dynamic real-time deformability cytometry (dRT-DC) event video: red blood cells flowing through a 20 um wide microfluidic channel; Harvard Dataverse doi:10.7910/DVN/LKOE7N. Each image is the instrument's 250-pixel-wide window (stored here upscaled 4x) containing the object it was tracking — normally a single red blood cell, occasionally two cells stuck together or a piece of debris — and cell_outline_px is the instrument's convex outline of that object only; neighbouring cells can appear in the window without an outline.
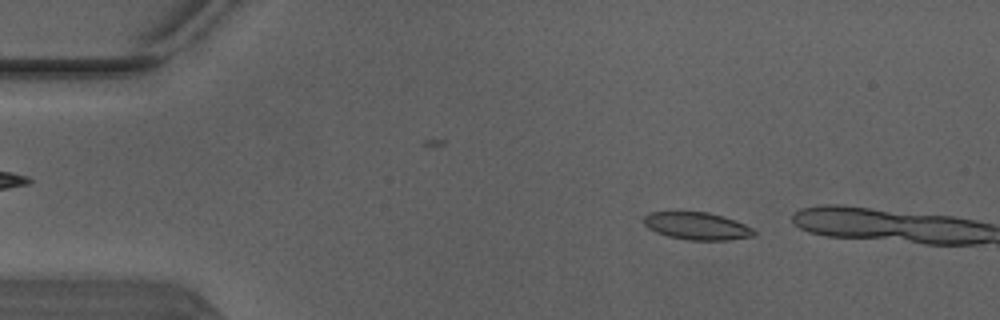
{"species": "Egyptian fruit bat (a non-hibernating species)", "species_latin": "Rousettus aegyptiacus", "temperature_condition": "warm", "stored_images_in_passage": 4, "camera_frame_rate_fps": 3000, "um_per_image_px": 0.085, "animal": {"sex": "male"}, "frame": {"image": 1, "passage_image": 1, "time_ms": 0.0, "image_size_px": [1000, 320], "cell_outline_px": [[756, 236], [728, 240], [688, 240], [668, 236], [656, 232], [648, 228], [644, 224], [644, 216], [652, 212], [708, 212], [744, 224], [752, 228], [756, 232]], "centroid_in_image_um": [59.24, 19.22], "position_along_channel_um": 25.8, "area_um2": 17.46}}